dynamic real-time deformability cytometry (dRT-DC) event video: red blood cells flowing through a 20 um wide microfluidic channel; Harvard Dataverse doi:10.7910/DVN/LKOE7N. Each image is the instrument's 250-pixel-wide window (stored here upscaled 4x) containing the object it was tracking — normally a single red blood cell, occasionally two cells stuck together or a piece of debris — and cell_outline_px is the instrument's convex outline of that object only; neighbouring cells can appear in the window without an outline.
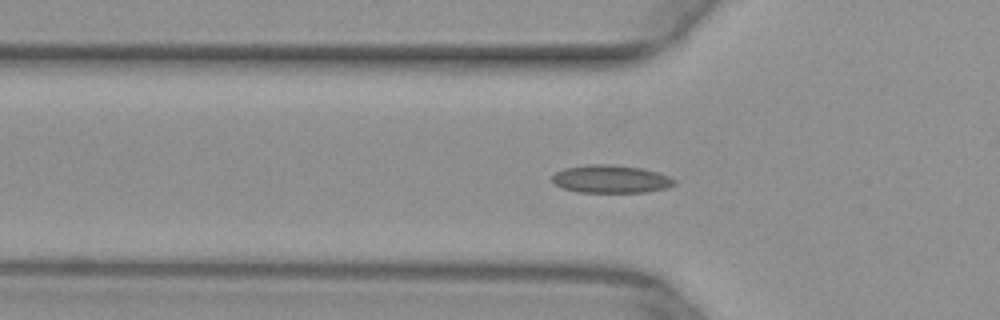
{"species": "common noctule bat (a hibernating species)", "species_latin": "Nyctalus noctula", "temperature_condition": "warm", "stored_images_in_passage": 27, "camera_frame_rate_fps": 3000, "um_per_image_px": 0.085, "animal": {"sex": "female", "body_mass_g": 29.2, "forearm_length_mm": 56.3}, "frame": {"image": 1, "passage_image": 2, "time_ms": 0.333, "image_size_px": [1000, 320], "cell_outline_px": [[676, 184], [668, 188], [648, 192], [580, 192], [560, 188], [552, 180], [552, 176], [556, 172], [564, 168], [592, 164], [612, 164], [644, 168], [668, 176], [676, 180]], "centroid_in_image_um": [51.95, 15.22], "position_along_channel_um": 73.9, "area_um2": 20.0}}
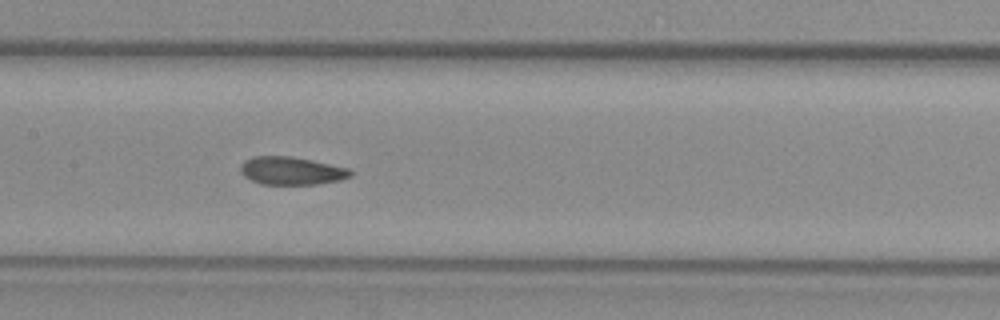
{"frame": {"image": 2, "passage_image": 10, "time_ms": 3.0, "image_size_px": [1000, 320], "cell_outline_px": [[352, 176], [340, 180], [316, 184], [260, 184], [244, 176], [240, 172], [240, 164], [244, 160], [252, 156], [288, 156], [312, 160], [348, 168], [352, 172]], "centroid_in_image_um": [24.74, 14.51], "position_along_channel_um": 182.7, "area_um2": 17.92}}
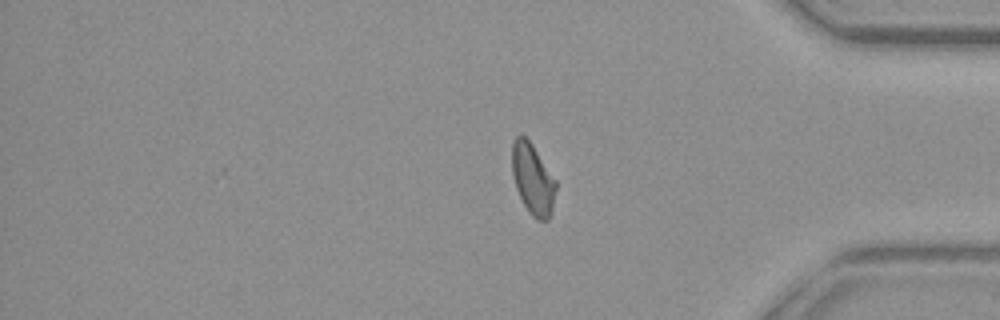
{"frame": {"image": 3, "passage_image": 27, "time_ms": 8.667, "image_size_px": [1000, 320], "cell_outline_px": [[556, 188], [552, 212], [548, 220], [536, 220], [528, 212], [516, 188], [512, 172], [512, 140], [516, 136], [524, 136], [532, 144], [556, 180]], "centroid_in_image_um": [45.29, 15.24], "position_along_channel_um": 389.9, "area_um2": 18.09}}